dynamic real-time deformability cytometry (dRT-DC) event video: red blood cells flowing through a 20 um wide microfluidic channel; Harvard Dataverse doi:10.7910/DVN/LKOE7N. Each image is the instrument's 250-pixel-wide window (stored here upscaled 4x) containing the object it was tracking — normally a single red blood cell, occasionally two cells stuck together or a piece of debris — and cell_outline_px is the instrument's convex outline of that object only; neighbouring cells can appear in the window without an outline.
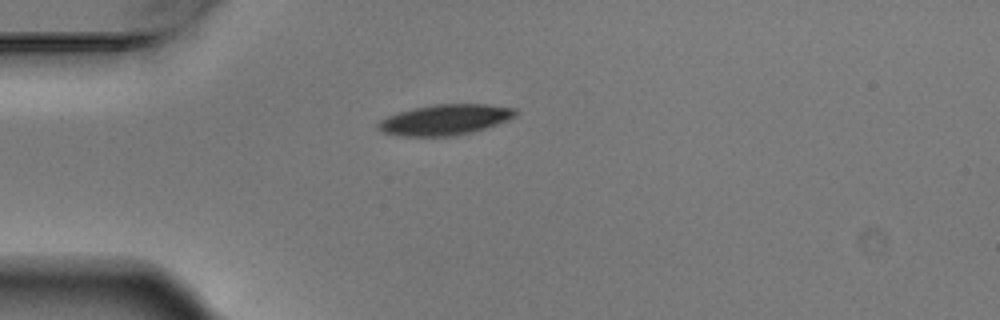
{"species": "Egyptian fruit bat (a non-hibernating species)", "species_latin": "Rousettus aegyptiacus", "temperature_condition": "warm", "stored_images_in_passage": 4, "camera_frame_rate_fps": 3000, "um_per_image_px": 0.085, "animal": {"sex": "male"}, "frame": {"image": 1, "passage_image": 4, "time_ms": 1.0, "image_size_px": [1000, 320], "cell_outline_px": [[520, 112], [516, 116], [508, 120], [472, 132], [448, 136], [400, 136], [384, 132], [376, 128], [376, 124], [380, 120], [388, 116], [412, 108], [432, 104], [488, 104], [516, 108]], "centroid_in_image_um": [37.84, 10.16], "position_along_channel_um": 47.2, "area_um2": 24.51}}